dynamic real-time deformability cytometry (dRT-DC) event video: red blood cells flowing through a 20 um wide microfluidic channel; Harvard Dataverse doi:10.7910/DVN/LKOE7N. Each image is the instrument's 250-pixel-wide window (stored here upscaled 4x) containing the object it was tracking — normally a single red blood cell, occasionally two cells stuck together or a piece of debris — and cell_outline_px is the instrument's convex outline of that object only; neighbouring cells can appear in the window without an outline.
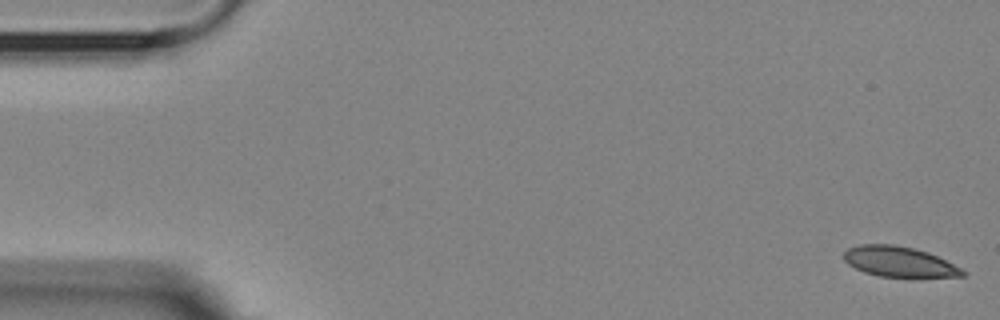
{"species": "Egyptian fruit bat (a non-hibernating species)", "species_latin": "Rousettus aegyptiacus", "temperature_condition": "room temperature", "stored_images_in_passage": 5, "camera_frame_rate_fps": 3000, "um_per_image_px": 0.085, "animal": {"sex": "female"}, "frame": {"image": 1, "passage_image": 1, "time_ms": 0.0, "image_size_px": [1000, 320], "cell_outline_px": [[968, 272], [964, 276], [880, 276], [864, 272], [848, 264], [844, 260], [844, 252], [848, 248], [860, 244], [896, 244], [928, 252]], "centroid_in_image_um": [76.38, 22.22], "position_along_channel_um": 8.6, "area_um2": 20.58}}